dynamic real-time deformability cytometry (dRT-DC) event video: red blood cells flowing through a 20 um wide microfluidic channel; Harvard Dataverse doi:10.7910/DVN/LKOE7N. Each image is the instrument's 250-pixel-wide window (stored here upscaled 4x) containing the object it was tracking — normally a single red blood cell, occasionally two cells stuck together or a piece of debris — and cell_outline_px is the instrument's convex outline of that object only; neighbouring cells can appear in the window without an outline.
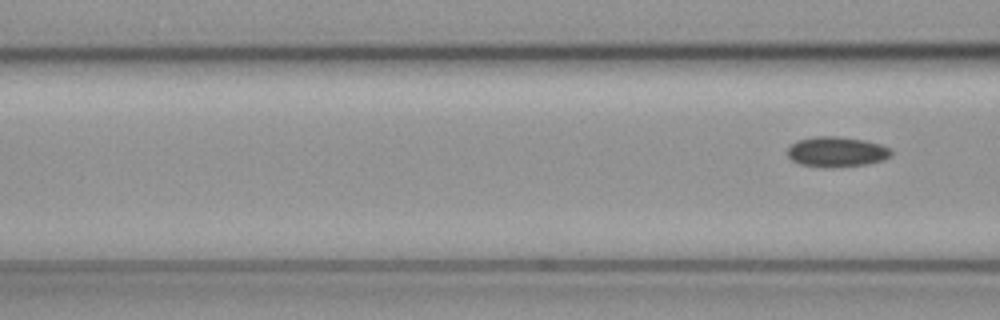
{"species": "common noctule bat (a hibernating species)", "species_latin": "Nyctalus noctula", "temperature_condition": "cold", "stored_images_in_passage": 5, "segment_of_instrument_passage": [2, 2], "camera_frame_rate_fps": 3000, "um_per_image_px": 0.085, "animal": {"sex": "female", "body_mass_g": 19.3, "forearm_length_mm": 54.1}, "frame": {"image": 1, "passage_image": 5, "time_ms": 1.333, "image_size_px": [1000, 320], "cell_outline_px": [[892, 156], [884, 160], [868, 164], [832, 168], [828, 168], [800, 164], [792, 160], [788, 156], [788, 148], [796, 140], [816, 136], [840, 136], [864, 140], [880, 144], [888, 148], [892, 152]], "centroid_in_image_um": [71.12, 12.91], "position_along_channel_um": 95.5, "area_um2": 18.44}}